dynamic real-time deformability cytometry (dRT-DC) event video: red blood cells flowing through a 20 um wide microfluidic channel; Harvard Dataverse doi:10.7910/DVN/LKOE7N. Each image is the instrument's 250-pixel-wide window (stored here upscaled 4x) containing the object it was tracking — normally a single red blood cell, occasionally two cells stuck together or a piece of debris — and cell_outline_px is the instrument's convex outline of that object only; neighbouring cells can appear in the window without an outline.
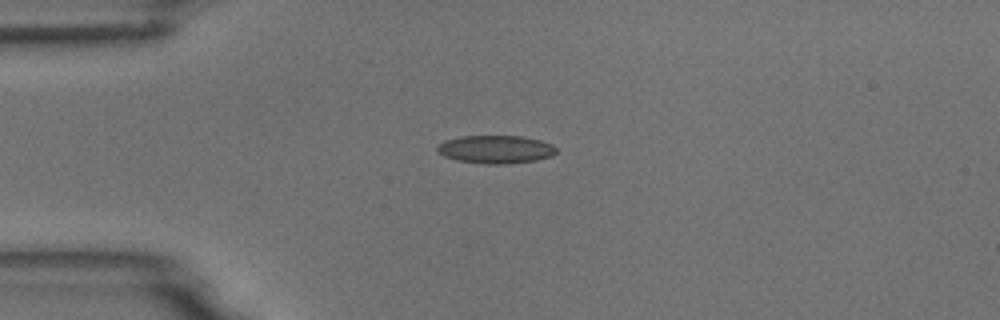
{"species": "common noctule bat (a hibernating species)", "species_latin": "Nyctalus noctula", "temperature_condition": "room temperature", "stored_images_in_passage": 7, "camera_frame_rate_fps": 3000, "um_per_image_px": 0.085, "animal": {"sex": "male", "body_mass_g": 18.8}, "frame": {"image": 1, "passage_image": 1, "time_ms": 0.0, "image_size_px": [1000, 320], "cell_outline_px": [[556, 152], [552, 156], [536, 160], [504, 164], [484, 164], [456, 160], [444, 156], [436, 148], [444, 140], [460, 136], [520, 136], [540, 140], [552, 144], [556, 148]], "centroid_in_image_um": [42.14, 12.69], "position_along_channel_um": 42.9, "area_um2": 19.42}}
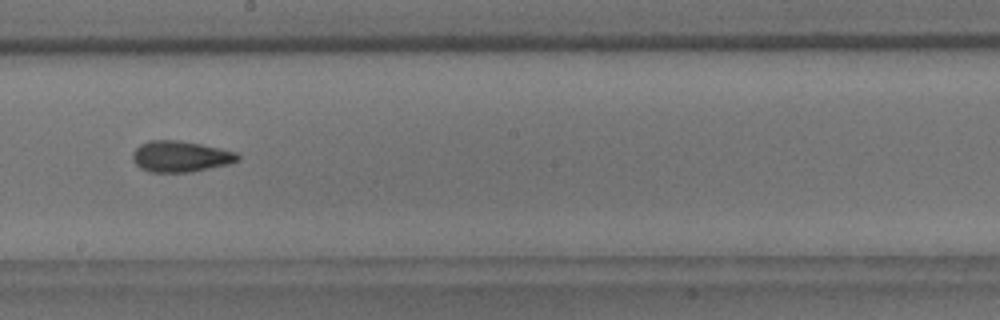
{"frame": {"image": 2, "passage_image": 6, "time_ms": 5.667, "image_size_px": [1000, 320], "cell_outline_px": [[240, 160], [228, 164], [192, 172], [152, 172], [140, 168], [132, 160], [132, 152], [140, 144], [148, 140], [180, 140], [220, 148], [236, 152], [240, 156]], "centroid_in_image_um": [15.33, 13.29], "position_along_channel_um": 232.9, "area_um2": 19.13}}
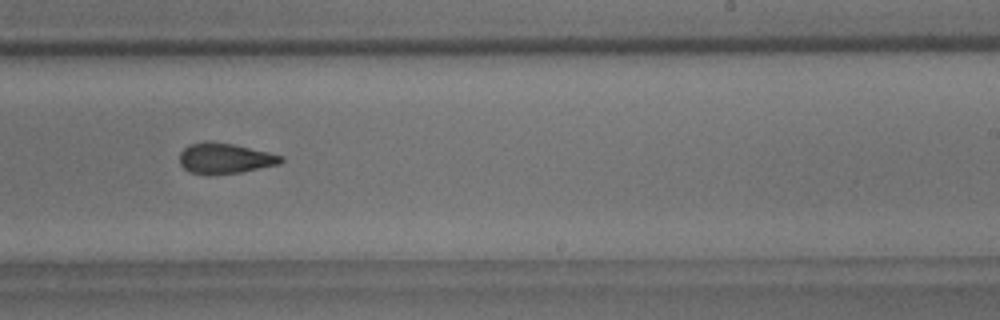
{"frame": {"image": 3, "passage_image": 7, "time_ms": 6.667, "image_size_px": [1000, 320], "cell_outline_px": [[284, 160], [280, 164], [240, 172], [208, 176], [188, 172], [180, 164], [180, 152], [188, 144], [204, 140], [208, 140], [232, 144], [268, 152], [284, 156]], "centroid_in_image_um": [19.07, 13.46], "position_along_channel_um": 269.9, "area_um2": 18.38}}